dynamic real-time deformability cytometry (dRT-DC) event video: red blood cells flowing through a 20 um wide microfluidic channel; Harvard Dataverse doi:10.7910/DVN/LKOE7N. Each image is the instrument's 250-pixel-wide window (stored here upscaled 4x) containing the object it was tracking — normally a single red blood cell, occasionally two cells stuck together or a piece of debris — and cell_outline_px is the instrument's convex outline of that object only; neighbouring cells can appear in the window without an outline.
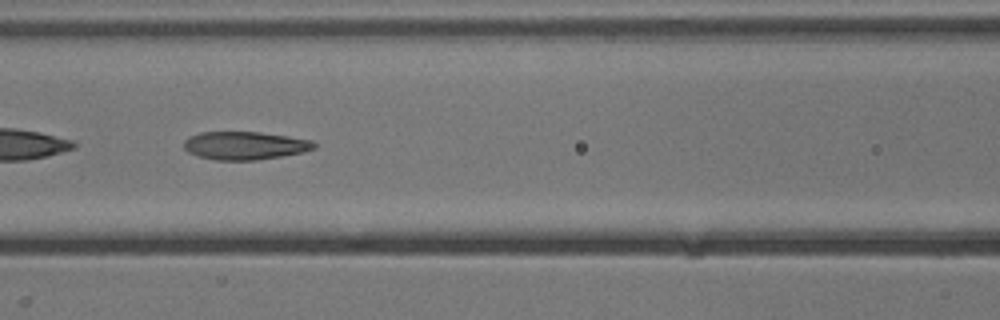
{"species": "common noctule bat (a hibernating species)", "species_latin": "Nyctalus noctula", "temperature_condition": "cold", "stored_images_in_passage": 29, "camera_frame_rate_fps": 3000, "um_per_image_px": 0.085, "animal": {"sex": "male", "body_mass_g": 13.3}, "frame": {"image": 1, "passage_image": 13, "time_ms": 4.0, "image_size_px": [1000, 320], "cell_outline_px": [[316, 148], [304, 152], [256, 160], [216, 160], [196, 156], [188, 152], [184, 148], [184, 140], [188, 136], [200, 132], [260, 132], [288, 136], [312, 140], [316, 144]], "centroid_in_image_um": [20.79, 12.37], "position_along_channel_um": 145.8, "area_um2": 21.44}}